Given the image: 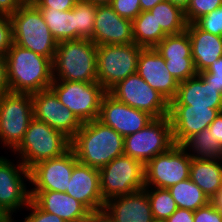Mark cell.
Here are the masks:
<instances>
[{
    "label": "cell",
    "instance_id": "cell-37",
    "mask_svg": "<svg viewBox=\"0 0 222 222\" xmlns=\"http://www.w3.org/2000/svg\"><path fill=\"white\" fill-rule=\"evenodd\" d=\"M110 6L120 17L131 21L142 12L140 0H112Z\"/></svg>",
    "mask_w": 222,
    "mask_h": 222
},
{
    "label": "cell",
    "instance_id": "cell-21",
    "mask_svg": "<svg viewBox=\"0 0 222 222\" xmlns=\"http://www.w3.org/2000/svg\"><path fill=\"white\" fill-rule=\"evenodd\" d=\"M103 212L113 222H151L153 214L146 190H141L109 199Z\"/></svg>",
    "mask_w": 222,
    "mask_h": 222
},
{
    "label": "cell",
    "instance_id": "cell-10",
    "mask_svg": "<svg viewBox=\"0 0 222 222\" xmlns=\"http://www.w3.org/2000/svg\"><path fill=\"white\" fill-rule=\"evenodd\" d=\"M174 145L169 115L153 118L141 130L124 137V154L144 165Z\"/></svg>",
    "mask_w": 222,
    "mask_h": 222
},
{
    "label": "cell",
    "instance_id": "cell-25",
    "mask_svg": "<svg viewBox=\"0 0 222 222\" xmlns=\"http://www.w3.org/2000/svg\"><path fill=\"white\" fill-rule=\"evenodd\" d=\"M189 178L211 200L222 187V158H192Z\"/></svg>",
    "mask_w": 222,
    "mask_h": 222
},
{
    "label": "cell",
    "instance_id": "cell-51",
    "mask_svg": "<svg viewBox=\"0 0 222 222\" xmlns=\"http://www.w3.org/2000/svg\"><path fill=\"white\" fill-rule=\"evenodd\" d=\"M173 5L180 7L183 11L187 9L191 0H166Z\"/></svg>",
    "mask_w": 222,
    "mask_h": 222
},
{
    "label": "cell",
    "instance_id": "cell-4",
    "mask_svg": "<svg viewBox=\"0 0 222 222\" xmlns=\"http://www.w3.org/2000/svg\"><path fill=\"white\" fill-rule=\"evenodd\" d=\"M10 19L13 43L53 61L58 42L32 2H25Z\"/></svg>",
    "mask_w": 222,
    "mask_h": 222
},
{
    "label": "cell",
    "instance_id": "cell-45",
    "mask_svg": "<svg viewBox=\"0 0 222 222\" xmlns=\"http://www.w3.org/2000/svg\"><path fill=\"white\" fill-rule=\"evenodd\" d=\"M208 129L210 130V134H212L214 139H216L222 147V112L218 113Z\"/></svg>",
    "mask_w": 222,
    "mask_h": 222
},
{
    "label": "cell",
    "instance_id": "cell-52",
    "mask_svg": "<svg viewBox=\"0 0 222 222\" xmlns=\"http://www.w3.org/2000/svg\"><path fill=\"white\" fill-rule=\"evenodd\" d=\"M85 1H89L94 5H110L112 0H85Z\"/></svg>",
    "mask_w": 222,
    "mask_h": 222
},
{
    "label": "cell",
    "instance_id": "cell-32",
    "mask_svg": "<svg viewBox=\"0 0 222 222\" xmlns=\"http://www.w3.org/2000/svg\"><path fill=\"white\" fill-rule=\"evenodd\" d=\"M144 189L148 194L154 219L165 221L178 209L168 189L157 187H145Z\"/></svg>",
    "mask_w": 222,
    "mask_h": 222
},
{
    "label": "cell",
    "instance_id": "cell-31",
    "mask_svg": "<svg viewBox=\"0 0 222 222\" xmlns=\"http://www.w3.org/2000/svg\"><path fill=\"white\" fill-rule=\"evenodd\" d=\"M154 48L164 59L192 57L191 42L186 30L179 34L167 35Z\"/></svg>",
    "mask_w": 222,
    "mask_h": 222
},
{
    "label": "cell",
    "instance_id": "cell-33",
    "mask_svg": "<svg viewBox=\"0 0 222 222\" xmlns=\"http://www.w3.org/2000/svg\"><path fill=\"white\" fill-rule=\"evenodd\" d=\"M96 18V5L89 1L78 0L75 4L76 40L91 39Z\"/></svg>",
    "mask_w": 222,
    "mask_h": 222
},
{
    "label": "cell",
    "instance_id": "cell-42",
    "mask_svg": "<svg viewBox=\"0 0 222 222\" xmlns=\"http://www.w3.org/2000/svg\"><path fill=\"white\" fill-rule=\"evenodd\" d=\"M78 0H33L36 7H52L54 10H71Z\"/></svg>",
    "mask_w": 222,
    "mask_h": 222
},
{
    "label": "cell",
    "instance_id": "cell-1",
    "mask_svg": "<svg viewBox=\"0 0 222 222\" xmlns=\"http://www.w3.org/2000/svg\"><path fill=\"white\" fill-rule=\"evenodd\" d=\"M70 148L80 163L100 169L124 154V137L98 119L92 120L82 124Z\"/></svg>",
    "mask_w": 222,
    "mask_h": 222
},
{
    "label": "cell",
    "instance_id": "cell-34",
    "mask_svg": "<svg viewBox=\"0 0 222 222\" xmlns=\"http://www.w3.org/2000/svg\"><path fill=\"white\" fill-rule=\"evenodd\" d=\"M165 63L169 72L178 80V82L185 81L198 74L192 57L165 59Z\"/></svg>",
    "mask_w": 222,
    "mask_h": 222
},
{
    "label": "cell",
    "instance_id": "cell-16",
    "mask_svg": "<svg viewBox=\"0 0 222 222\" xmlns=\"http://www.w3.org/2000/svg\"><path fill=\"white\" fill-rule=\"evenodd\" d=\"M154 117L119 102L108 92L103 96L98 120L125 137L144 128Z\"/></svg>",
    "mask_w": 222,
    "mask_h": 222
},
{
    "label": "cell",
    "instance_id": "cell-48",
    "mask_svg": "<svg viewBox=\"0 0 222 222\" xmlns=\"http://www.w3.org/2000/svg\"><path fill=\"white\" fill-rule=\"evenodd\" d=\"M213 205L222 213V187L218 193L211 199Z\"/></svg>",
    "mask_w": 222,
    "mask_h": 222
},
{
    "label": "cell",
    "instance_id": "cell-12",
    "mask_svg": "<svg viewBox=\"0 0 222 222\" xmlns=\"http://www.w3.org/2000/svg\"><path fill=\"white\" fill-rule=\"evenodd\" d=\"M108 93L119 102L146 111L154 118L169 115V102L153 89L138 73L129 75L113 86Z\"/></svg>",
    "mask_w": 222,
    "mask_h": 222
},
{
    "label": "cell",
    "instance_id": "cell-14",
    "mask_svg": "<svg viewBox=\"0 0 222 222\" xmlns=\"http://www.w3.org/2000/svg\"><path fill=\"white\" fill-rule=\"evenodd\" d=\"M31 97L33 114L36 119L62 132L70 140L81 128L83 123L59 101L50 88L31 94Z\"/></svg>",
    "mask_w": 222,
    "mask_h": 222
},
{
    "label": "cell",
    "instance_id": "cell-5",
    "mask_svg": "<svg viewBox=\"0 0 222 222\" xmlns=\"http://www.w3.org/2000/svg\"><path fill=\"white\" fill-rule=\"evenodd\" d=\"M71 140L62 132L33 117L19 146L12 152L27 169L36 163L56 158L70 149Z\"/></svg>",
    "mask_w": 222,
    "mask_h": 222
},
{
    "label": "cell",
    "instance_id": "cell-27",
    "mask_svg": "<svg viewBox=\"0 0 222 222\" xmlns=\"http://www.w3.org/2000/svg\"><path fill=\"white\" fill-rule=\"evenodd\" d=\"M132 23L134 42L142 48H154L167 36L150 11H142Z\"/></svg>",
    "mask_w": 222,
    "mask_h": 222
},
{
    "label": "cell",
    "instance_id": "cell-29",
    "mask_svg": "<svg viewBox=\"0 0 222 222\" xmlns=\"http://www.w3.org/2000/svg\"><path fill=\"white\" fill-rule=\"evenodd\" d=\"M180 146L192 158H222V147L217 140L214 139L212 134H210V130L208 128L188 137Z\"/></svg>",
    "mask_w": 222,
    "mask_h": 222
},
{
    "label": "cell",
    "instance_id": "cell-43",
    "mask_svg": "<svg viewBox=\"0 0 222 222\" xmlns=\"http://www.w3.org/2000/svg\"><path fill=\"white\" fill-rule=\"evenodd\" d=\"M194 211L178 208L165 222H194Z\"/></svg>",
    "mask_w": 222,
    "mask_h": 222
},
{
    "label": "cell",
    "instance_id": "cell-47",
    "mask_svg": "<svg viewBox=\"0 0 222 222\" xmlns=\"http://www.w3.org/2000/svg\"><path fill=\"white\" fill-rule=\"evenodd\" d=\"M165 0H140L141 11H149L155 5Z\"/></svg>",
    "mask_w": 222,
    "mask_h": 222
},
{
    "label": "cell",
    "instance_id": "cell-46",
    "mask_svg": "<svg viewBox=\"0 0 222 222\" xmlns=\"http://www.w3.org/2000/svg\"><path fill=\"white\" fill-rule=\"evenodd\" d=\"M10 91L7 81V70L5 56L0 55V96Z\"/></svg>",
    "mask_w": 222,
    "mask_h": 222
},
{
    "label": "cell",
    "instance_id": "cell-50",
    "mask_svg": "<svg viewBox=\"0 0 222 222\" xmlns=\"http://www.w3.org/2000/svg\"><path fill=\"white\" fill-rule=\"evenodd\" d=\"M15 217H13L6 208L0 204V222H11Z\"/></svg>",
    "mask_w": 222,
    "mask_h": 222
},
{
    "label": "cell",
    "instance_id": "cell-11",
    "mask_svg": "<svg viewBox=\"0 0 222 222\" xmlns=\"http://www.w3.org/2000/svg\"><path fill=\"white\" fill-rule=\"evenodd\" d=\"M7 157L0 156V204L15 217L31 201L30 173L20 159Z\"/></svg>",
    "mask_w": 222,
    "mask_h": 222
},
{
    "label": "cell",
    "instance_id": "cell-38",
    "mask_svg": "<svg viewBox=\"0 0 222 222\" xmlns=\"http://www.w3.org/2000/svg\"><path fill=\"white\" fill-rule=\"evenodd\" d=\"M25 211H28V214L20 222H65L59 216L43 211L32 200L25 208Z\"/></svg>",
    "mask_w": 222,
    "mask_h": 222
},
{
    "label": "cell",
    "instance_id": "cell-7",
    "mask_svg": "<svg viewBox=\"0 0 222 222\" xmlns=\"http://www.w3.org/2000/svg\"><path fill=\"white\" fill-rule=\"evenodd\" d=\"M100 190L104 202L145 188L144 164L121 155L99 169Z\"/></svg>",
    "mask_w": 222,
    "mask_h": 222
},
{
    "label": "cell",
    "instance_id": "cell-53",
    "mask_svg": "<svg viewBox=\"0 0 222 222\" xmlns=\"http://www.w3.org/2000/svg\"><path fill=\"white\" fill-rule=\"evenodd\" d=\"M73 222H92V213L89 216H87L81 220H77V221H73Z\"/></svg>",
    "mask_w": 222,
    "mask_h": 222
},
{
    "label": "cell",
    "instance_id": "cell-55",
    "mask_svg": "<svg viewBox=\"0 0 222 222\" xmlns=\"http://www.w3.org/2000/svg\"><path fill=\"white\" fill-rule=\"evenodd\" d=\"M24 2H32L33 0H23Z\"/></svg>",
    "mask_w": 222,
    "mask_h": 222
},
{
    "label": "cell",
    "instance_id": "cell-17",
    "mask_svg": "<svg viewBox=\"0 0 222 222\" xmlns=\"http://www.w3.org/2000/svg\"><path fill=\"white\" fill-rule=\"evenodd\" d=\"M219 112H222V109L169 105L174 144L181 145L188 137L207 129Z\"/></svg>",
    "mask_w": 222,
    "mask_h": 222
},
{
    "label": "cell",
    "instance_id": "cell-6",
    "mask_svg": "<svg viewBox=\"0 0 222 222\" xmlns=\"http://www.w3.org/2000/svg\"><path fill=\"white\" fill-rule=\"evenodd\" d=\"M33 117L31 94L9 91L0 96V148L12 153L22 142Z\"/></svg>",
    "mask_w": 222,
    "mask_h": 222
},
{
    "label": "cell",
    "instance_id": "cell-22",
    "mask_svg": "<svg viewBox=\"0 0 222 222\" xmlns=\"http://www.w3.org/2000/svg\"><path fill=\"white\" fill-rule=\"evenodd\" d=\"M31 200L43 211L59 216L65 222L81 220L92 212L66 192L30 190Z\"/></svg>",
    "mask_w": 222,
    "mask_h": 222
},
{
    "label": "cell",
    "instance_id": "cell-23",
    "mask_svg": "<svg viewBox=\"0 0 222 222\" xmlns=\"http://www.w3.org/2000/svg\"><path fill=\"white\" fill-rule=\"evenodd\" d=\"M169 105H190L222 109V94L211 83L197 74L179 82L175 98Z\"/></svg>",
    "mask_w": 222,
    "mask_h": 222
},
{
    "label": "cell",
    "instance_id": "cell-36",
    "mask_svg": "<svg viewBox=\"0 0 222 222\" xmlns=\"http://www.w3.org/2000/svg\"><path fill=\"white\" fill-rule=\"evenodd\" d=\"M195 24L205 32L222 37V5L199 18Z\"/></svg>",
    "mask_w": 222,
    "mask_h": 222
},
{
    "label": "cell",
    "instance_id": "cell-49",
    "mask_svg": "<svg viewBox=\"0 0 222 222\" xmlns=\"http://www.w3.org/2000/svg\"><path fill=\"white\" fill-rule=\"evenodd\" d=\"M92 222H113L103 211L92 213Z\"/></svg>",
    "mask_w": 222,
    "mask_h": 222
},
{
    "label": "cell",
    "instance_id": "cell-35",
    "mask_svg": "<svg viewBox=\"0 0 222 222\" xmlns=\"http://www.w3.org/2000/svg\"><path fill=\"white\" fill-rule=\"evenodd\" d=\"M222 5V0H191L184 11L187 24L195 23L199 18L209 14Z\"/></svg>",
    "mask_w": 222,
    "mask_h": 222
},
{
    "label": "cell",
    "instance_id": "cell-18",
    "mask_svg": "<svg viewBox=\"0 0 222 222\" xmlns=\"http://www.w3.org/2000/svg\"><path fill=\"white\" fill-rule=\"evenodd\" d=\"M90 40L97 46L135 43L133 23L120 17L110 5H96L93 36Z\"/></svg>",
    "mask_w": 222,
    "mask_h": 222
},
{
    "label": "cell",
    "instance_id": "cell-39",
    "mask_svg": "<svg viewBox=\"0 0 222 222\" xmlns=\"http://www.w3.org/2000/svg\"><path fill=\"white\" fill-rule=\"evenodd\" d=\"M12 44L13 32L10 16L0 14V55L5 56Z\"/></svg>",
    "mask_w": 222,
    "mask_h": 222
},
{
    "label": "cell",
    "instance_id": "cell-19",
    "mask_svg": "<svg viewBox=\"0 0 222 222\" xmlns=\"http://www.w3.org/2000/svg\"><path fill=\"white\" fill-rule=\"evenodd\" d=\"M137 73L170 103L176 96L178 80L169 72L165 59L155 48H142Z\"/></svg>",
    "mask_w": 222,
    "mask_h": 222
},
{
    "label": "cell",
    "instance_id": "cell-40",
    "mask_svg": "<svg viewBox=\"0 0 222 222\" xmlns=\"http://www.w3.org/2000/svg\"><path fill=\"white\" fill-rule=\"evenodd\" d=\"M199 74L222 94V56L218 60L212 62L206 71Z\"/></svg>",
    "mask_w": 222,
    "mask_h": 222
},
{
    "label": "cell",
    "instance_id": "cell-44",
    "mask_svg": "<svg viewBox=\"0 0 222 222\" xmlns=\"http://www.w3.org/2000/svg\"><path fill=\"white\" fill-rule=\"evenodd\" d=\"M25 2L23 0H0V14L11 16Z\"/></svg>",
    "mask_w": 222,
    "mask_h": 222
},
{
    "label": "cell",
    "instance_id": "cell-54",
    "mask_svg": "<svg viewBox=\"0 0 222 222\" xmlns=\"http://www.w3.org/2000/svg\"><path fill=\"white\" fill-rule=\"evenodd\" d=\"M151 222H165V221H161V220L153 219Z\"/></svg>",
    "mask_w": 222,
    "mask_h": 222
},
{
    "label": "cell",
    "instance_id": "cell-3",
    "mask_svg": "<svg viewBox=\"0 0 222 222\" xmlns=\"http://www.w3.org/2000/svg\"><path fill=\"white\" fill-rule=\"evenodd\" d=\"M97 45L90 39L62 41L52 61L56 81H97Z\"/></svg>",
    "mask_w": 222,
    "mask_h": 222
},
{
    "label": "cell",
    "instance_id": "cell-8",
    "mask_svg": "<svg viewBox=\"0 0 222 222\" xmlns=\"http://www.w3.org/2000/svg\"><path fill=\"white\" fill-rule=\"evenodd\" d=\"M142 47L136 43L97 46V81L108 92L118 82L137 73Z\"/></svg>",
    "mask_w": 222,
    "mask_h": 222
},
{
    "label": "cell",
    "instance_id": "cell-28",
    "mask_svg": "<svg viewBox=\"0 0 222 222\" xmlns=\"http://www.w3.org/2000/svg\"><path fill=\"white\" fill-rule=\"evenodd\" d=\"M166 35L179 34L186 30L184 11L168 1H162L149 10Z\"/></svg>",
    "mask_w": 222,
    "mask_h": 222
},
{
    "label": "cell",
    "instance_id": "cell-41",
    "mask_svg": "<svg viewBox=\"0 0 222 222\" xmlns=\"http://www.w3.org/2000/svg\"><path fill=\"white\" fill-rule=\"evenodd\" d=\"M194 222H222V213L209 202L194 211Z\"/></svg>",
    "mask_w": 222,
    "mask_h": 222
},
{
    "label": "cell",
    "instance_id": "cell-26",
    "mask_svg": "<svg viewBox=\"0 0 222 222\" xmlns=\"http://www.w3.org/2000/svg\"><path fill=\"white\" fill-rule=\"evenodd\" d=\"M57 42L76 40L75 6L71 10L59 11L52 7H37Z\"/></svg>",
    "mask_w": 222,
    "mask_h": 222
},
{
    "label": "cell",
    "instance_id": "cell-2",
    "mask_svg": "<svg viewBox=\"0 0 222 222\" xmlns=\"http://www.w3.org/2000/svg\"><path fill=\"white\" fill-rule=\"evenodd\" d=\"M5 60L11 92L34 94L50 88L54 79L49 58L13 43Z\"/></svg>",
    "mask_w": 222,
    "mask_h": 222
},
{
    "label": "cell",
    "instance_id": "cell-15",
    "mask_svg": "<svg viewBox=\"0 0 222 222\" xmlns=\"http://www.w3.org/2000/svg\"><path fill=\"white\" fill-rule=\"evenodd\" d=\"M77 162L78 160L70 148L59 157L36 163L29 169L30 190L66 192L74 165Z\"/></svg>",
    "mask_w": 222,
    "mask_h": 222
},
{
    "label": "cell",
    "instance_id": "cell-24",
    "mask_svg": "<svg viewBox=\"0 0 222 222\" xmlns=\"http://www.w3.org/2000/svg\"><path fill=\"white\" fill-rule=\"evenodd\" d=\"M186 31L191 42L194 65L199 74L222 56V37L203 31L195 23L187 24Z\"/></svg>",
    "mask_w": 222,
    "mask_h": 222
},
{
    "label": "cell",
    "instance_id": "cell-13",
    "mask_svg": "<svg viewBox=\"0 0 222 222\" xmlns=\"http://www.w3.org/2000/svg\"><path fill=\"white\" fill-rule=\"evenodd\" d=\"M192 157L180 146L155 156L144 165L145 187L168 189L189 178Z\"/></svg>",
    "mask_w": 222,
    "mask_h": 222
},
{
    "label": "cell",
    "instance_id": "cell-9",
    "mask_svg": "<svg viewBox=\"0 0 222 222\" xmlns=\"http://www.w3.org/2000/svg\"><path fill=\"white\" fill-rule=\"evenodd\" d=\"M50 89L82 123L99 118L101 101L107 93L99 82L53 80Z\"/></svg>",
    "mask_w": 222,
    "mask_h": 222
},
{
    "label": "cell",
    "instance_id": "cell-30",
    "mask_svg": "<svg viewBox=\"0 0 222 222\" xmlns=\"http://www.w3.org/2000/svg\"><path fill=\"white\" fill-rule=\"evenodd\" d=\"M178 208L196 211L211 200L190 178L168 188Z\"/></svg>",
    "mask_w": 222,
    "mask_h": 222
},
{
    "label": "cell",
    "instance_id": "cell-20",
    "mask_svg": "<svg viewBox=\"0 0 222 222\" xmlns=\"http://www.w3.org/2000/svg\"><path fill=\"white\" fill-rule=\"evenodd\" d=\"M66 193L84 204L92 213L103 211L105 202L101 195L97 168L78 161L74 165Z\"/></svg>",
    "mask_w": 222,
    "mask_h": 222
}]
</instances>
